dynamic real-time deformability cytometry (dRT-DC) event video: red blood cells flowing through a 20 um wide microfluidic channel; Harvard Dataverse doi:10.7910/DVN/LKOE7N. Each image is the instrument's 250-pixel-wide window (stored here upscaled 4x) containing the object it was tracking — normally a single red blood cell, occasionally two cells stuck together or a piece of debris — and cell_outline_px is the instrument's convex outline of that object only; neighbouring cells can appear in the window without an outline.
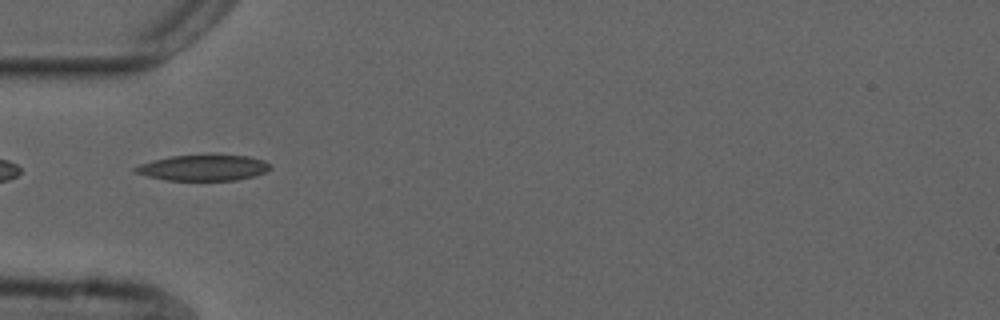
{"species": "common noctule bat (a hibernating species)", "species_latin": "Nyctalus noctula", "temperature_condition": "cold", "stored_images_in_passage": 38, "camera_frame_rate_fps": 3000, "um_per_image_px": 0.085, "animal": {"sex": "male", "forearm_length_mm": 52.5}, "frame": {"image": 1, "passage_image": 1, "time_ms": 0.0, "image_size_px": [1000, 320], "cell_outline_px": [[272, 168], [264, 172], [252, 176], [236, 180], [168, 180], [148, 176], [132, 172], [132, 168], [140, 164], [152, 160], [172, 156], [248, 156], [264, 160]], "centroid_in_image_um": [17.24, 14.27], "position_along_channel_um": 67.8, "area_um2": 19.88}}
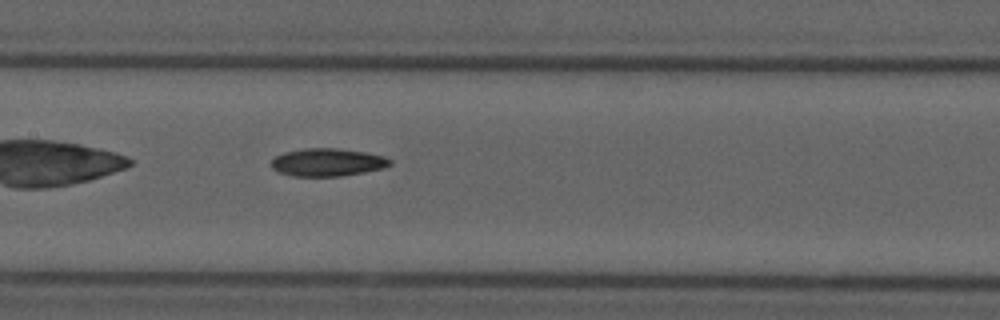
{"frame": {"image": 2, "passage_image": 10, "time_ms": 3.0, "image_size_px": [1000, 320], "cell_outline_px": [[392, 164], [384, 168], [364, 172], [340, 176], [292, 176], [280, 172], [272, 168], [272, 160], [276, 156], [284, 152], [304, 148], [336, 148], [364, 152], [384, 156], [392, 160]], "centroid_in_image_um": [27.85, 13.79], "position_along_channel_um": 179.5, "area_um2": 19.19}}
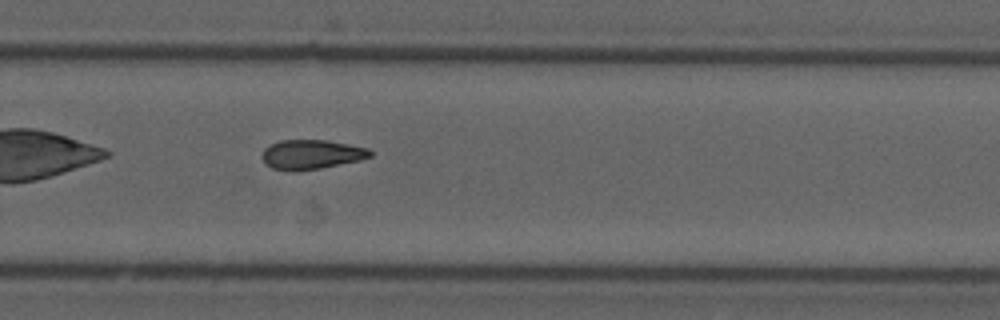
{"frame": {"image": 3, "passage_image": 20, "time_ms": 6.333, "image_size_px": [1000, 320], "cell_outline_px": [[372, 156], [360, 160], [320, 168], [292, 172], [272, 168], [264, 164], [260, 156], [264, 148], [268, 144], [280, 140], [328, 140], [368, 148], [372, 152]], "centroid_in_image_um": [26.4, 13.13], "position_along_channel_um": 303.4, "area_um2": 18.84}}